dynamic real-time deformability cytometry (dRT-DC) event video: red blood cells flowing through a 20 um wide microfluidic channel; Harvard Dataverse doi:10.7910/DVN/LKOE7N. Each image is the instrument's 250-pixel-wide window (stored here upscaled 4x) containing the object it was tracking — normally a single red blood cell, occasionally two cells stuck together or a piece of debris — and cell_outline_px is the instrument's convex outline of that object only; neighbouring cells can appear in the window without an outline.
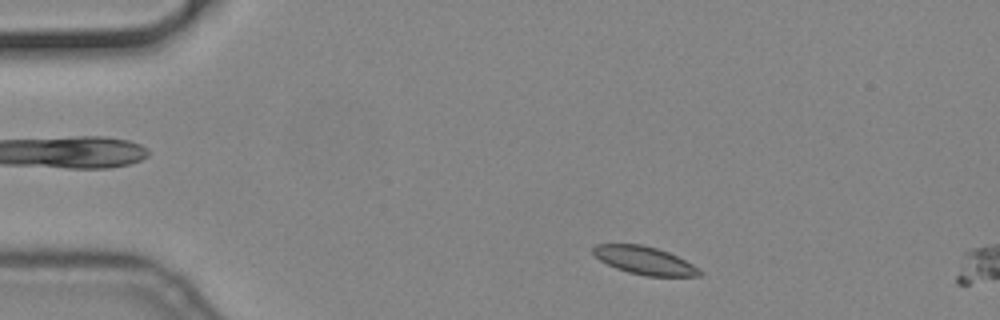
{"species": "common noctule bat (a hibernating species)", "species_latin": "Nyctalus noctula", "temperature_condition": "cold", "stored_images_in_passage": 6, "segment_of_instrument_passage": [1, 2], "camera_frame_rate_fps": 3000, "um_per_image_px": 0.085, "animal": {"sex": "male", "body_mass_g": 19.2, "forearm_length_mm": 51.8}, "frame": {"image": 1, "passage_image": 4, "time_ms": 1.0, "image_size_px": [1000, 320], "cell_outline_px": [[704, 276], [644, 276], [628, 272], [616, 268], [600, 260], [592, 252], [592, 248], [596, 244], [640, 244], [656, 248], [668, 252], [692, 264], [704, 272]], "centroid_in_image_um": [54.8, 22.15], "position_along_channel_um": 30.2, "area_um2": 17.28}}